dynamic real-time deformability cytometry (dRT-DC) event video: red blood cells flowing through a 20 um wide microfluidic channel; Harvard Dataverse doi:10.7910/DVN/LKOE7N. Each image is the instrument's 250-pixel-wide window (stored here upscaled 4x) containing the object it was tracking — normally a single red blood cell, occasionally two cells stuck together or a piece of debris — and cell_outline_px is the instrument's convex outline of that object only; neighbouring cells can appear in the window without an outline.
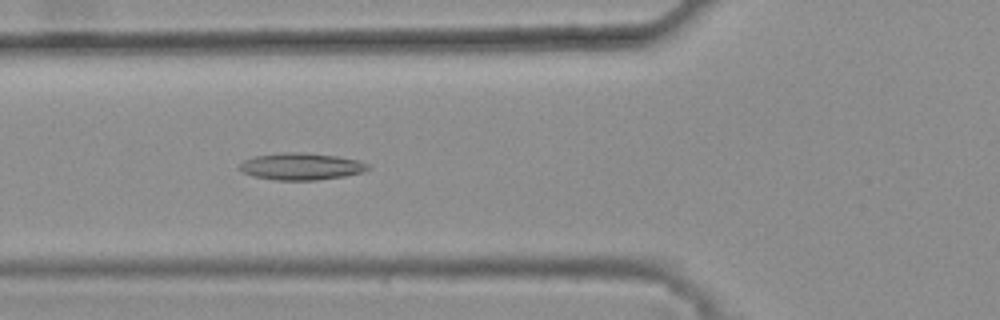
{"species": "common noctule bat (a hibernating species)", "species_latin": "Nyctalus noctula", "temperature_condition": "warm", "stored_images_in_passage": 46, "camera_frame_rate_fps": 3000, "um_per_image_px": 0.085, "animal": {"sex": "female", "body_mass_g": 25.1}, "frame": {"image": 1, "passage_image": 20, "time_ms": 6.333, "image_size_px": [1000, 320], "cell_outline_px": [[368, 168], [364, 172], [344, 176], [316, 180], [276, 180], [252, 176], [236, 168], [244, 160], [256, 156], [284, 152], [300, 152], [340, 156], [360, 160], [368, 164]], "centroid_in_image_um": [25.6, 14.14], "position_along_channel_um": 100.2, "area_um2": 20.23}}
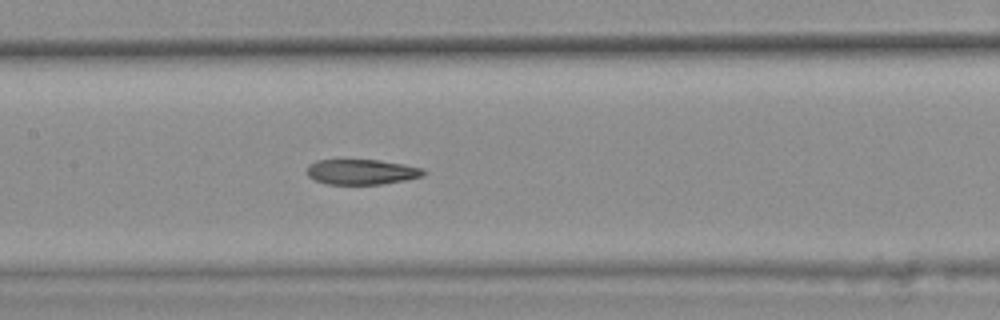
{"frame": {"image": 2, "passage_image": 26, "time_ms": 8.333, "image_size_px": [1000, 320], "cell_outline_px": [[424, 176], [404, 180], [380, 184], [328, 184], [316, 180], [308, 176], [308, 164], [316, 160], [380, 160], [404, 164], [424, 168]], "centroid_in_image_um": [30.75, 14.6], "position_along_channel_um": 176.7, "area_um2": 17.05}}
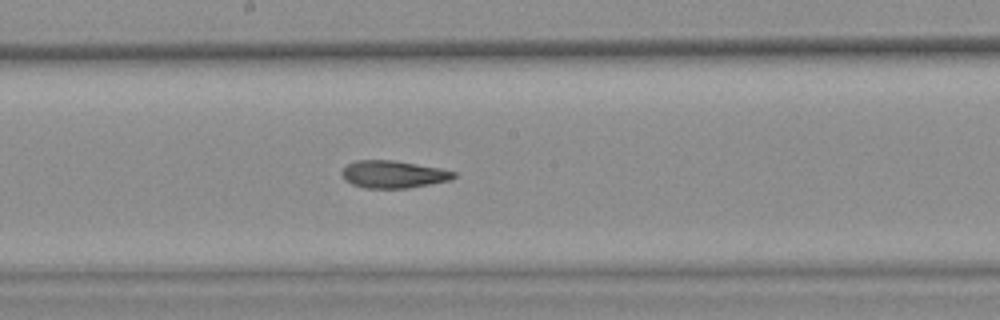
{"frame": {"image": 3, "passage_image": 29, "time_ms": 9.333, "image_size_px": [1000, 320], "cell_outline_px": [[456, 176], [452, 180], [408, 188], [364, 188], [352, 184], [344, 180], [340, 172], [348, 164], [356, 160], [396, 160], [440, 168], [456, 172]], "centroid_in_image_um": [33.43, 14.81], "position_along_channel_um": 214.8, "area_um2": 18.03}, "authors_computed_cell_mechanics": {"area_um2": 18.8139, "velocity_mm_per_s": 3.8147, "shape_relaxation_time_tau1_ms": null, "shape_relaxation_time_tau2_ms": 3.4897, "deformation_change_tau1": null, "deformation_change_tau2": 0.1162}}